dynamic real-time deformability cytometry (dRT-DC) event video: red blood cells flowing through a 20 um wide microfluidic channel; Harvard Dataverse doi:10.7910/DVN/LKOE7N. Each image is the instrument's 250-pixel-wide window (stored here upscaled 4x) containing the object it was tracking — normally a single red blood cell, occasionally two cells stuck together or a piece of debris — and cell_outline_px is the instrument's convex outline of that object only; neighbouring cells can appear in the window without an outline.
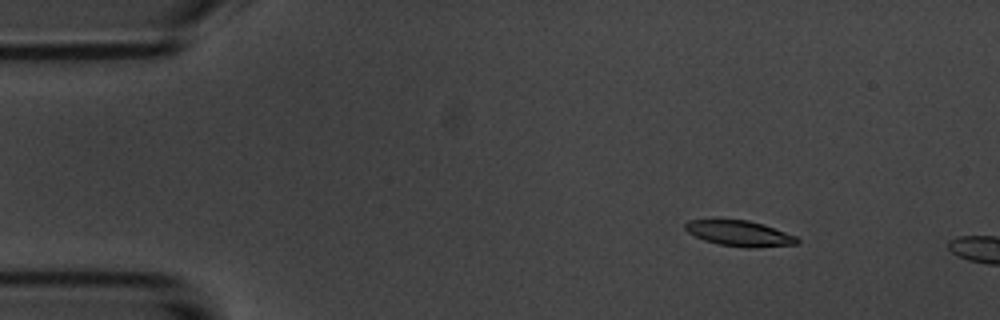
{"species": "common noctule bat (a hibernating species)", "species_latin": "Nyctalus noctula", "temperature_condition": "room temperature", "stored_images_in_passage": 4, "camera_frame_rate_fps": 3000, "um_per_image_px": 0.085, "animal": {"sex": "male", "body_mass_g": 20.1, "forearm_length_mm": 53.5}, "frame": {"image": 1, "passage_image": 2, "time_ms": 1.333, "image_size_px": [1000, 320], "cell_outline_px": [[800, 240], [796, 244], [756, 248], [748, 248], [720, 244], [704, 240], [688, 232], [684, 228], [684, 224], [688, 220], [748, 220], [764, 224], [796, 236]], "centroid_in_image_um": [62.88, 19.84], "position_along_channel_um": 22.1, "area_um2": 16.59}}